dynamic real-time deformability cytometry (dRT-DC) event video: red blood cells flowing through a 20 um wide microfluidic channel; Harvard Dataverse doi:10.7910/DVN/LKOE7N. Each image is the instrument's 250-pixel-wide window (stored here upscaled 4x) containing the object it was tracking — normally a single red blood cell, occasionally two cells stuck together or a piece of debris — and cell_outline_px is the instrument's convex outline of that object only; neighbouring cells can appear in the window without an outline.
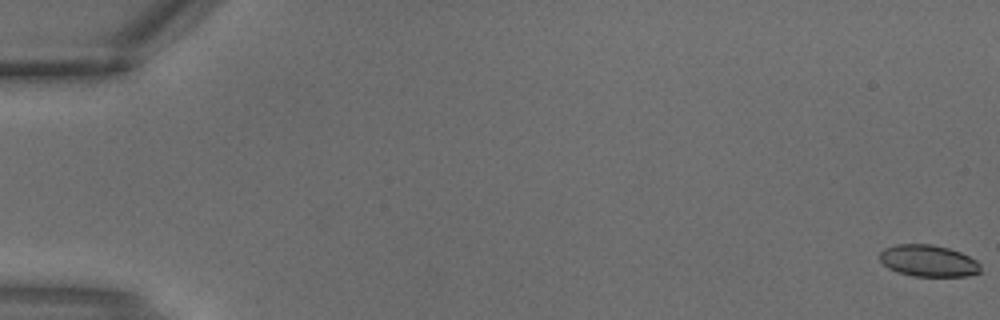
{"species": "common noctule bat (a hibernating species)", "species_latin": "Nyctalus noctula", "temperature_condition": "warm", "stored_images_in_passage": 3, "camera_frame_rate_fps": 3000, "um_per_image_px": 0.085, "animal": {"sex": "male", "body_mass_g": 18.8}, "frame": {"image": 1, "passage_image": 1, "time_ms": 0.0, "image_size_px": [1000, 320], "cell_outline_px": [[980, 272], [968, 276], [912, 276], [896, 272], [888, 268], [880, 260], [880, 252], [884, 248], [896, 244], [932, 244], [948, 248], [960, 252], [976, 260], [980, 264]], "centroid_in_image_um": [78.89, 22.17], "position_along_channel_um": 6.1, "area_um2": 18.67}}
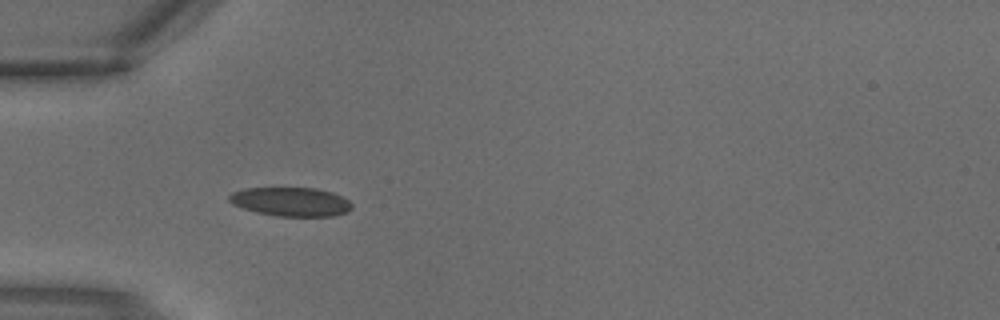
{"frame": {"image": 2, "passage_image": 3, "time_ms": 0.667, "image_size_px": [1000, 320], "cell_outline_px": [[352, 208], [348, 212], [332, 216], [276, 216], [256, 212], [232, 204], [228, 200], [228, 196], [232, 192], [244, 188], [316, 188], [332, 192], [348, 200], [352, 204]], "centroid_in_image_um": [24.71, 17.15], "position_along_channel_um": 60.3, "area_um2": 20.69}}